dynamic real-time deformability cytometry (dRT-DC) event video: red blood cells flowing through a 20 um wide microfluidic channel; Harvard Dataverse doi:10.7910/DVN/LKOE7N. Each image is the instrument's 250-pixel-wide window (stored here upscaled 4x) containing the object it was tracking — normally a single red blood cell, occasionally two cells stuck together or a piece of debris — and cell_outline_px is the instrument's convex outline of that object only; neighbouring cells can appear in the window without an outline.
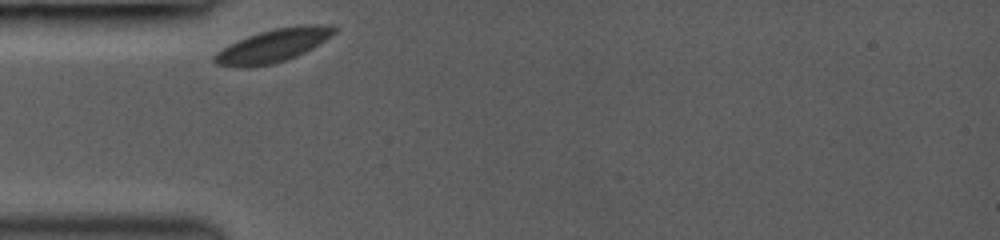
{"species": "common noctule bat (a hibernating species)", "species_latin": "Nyctalus noctula", "temperature_condition": "room temperature", "stored_images_in_passage": 3, "camera_frame_rate_fps": 3000, "um_per_image_px": 0.085, "animal": {"sex": "female", "body_mass_g": 19.0, "forearm_length_mm": 53.3}, "frame": {"image": 1, "passage_image": 1, "time_ms": 0.0, "image_size_px": [1000, 240], "cell_outline_px": [[336, 32], [312, 48], [296, 56], [272, 64], [252, 68], [240, 68], [216, 64], [212, 60], [212, 56], [216, 52], [248, 36], [260, 32], [276, 28], [300, 24], [312, 24], [336, 28]], "centroid_in_image_um": [23.16, 3.9], "position_along_channel_um": 61.8, "area_um2": 22.77}}